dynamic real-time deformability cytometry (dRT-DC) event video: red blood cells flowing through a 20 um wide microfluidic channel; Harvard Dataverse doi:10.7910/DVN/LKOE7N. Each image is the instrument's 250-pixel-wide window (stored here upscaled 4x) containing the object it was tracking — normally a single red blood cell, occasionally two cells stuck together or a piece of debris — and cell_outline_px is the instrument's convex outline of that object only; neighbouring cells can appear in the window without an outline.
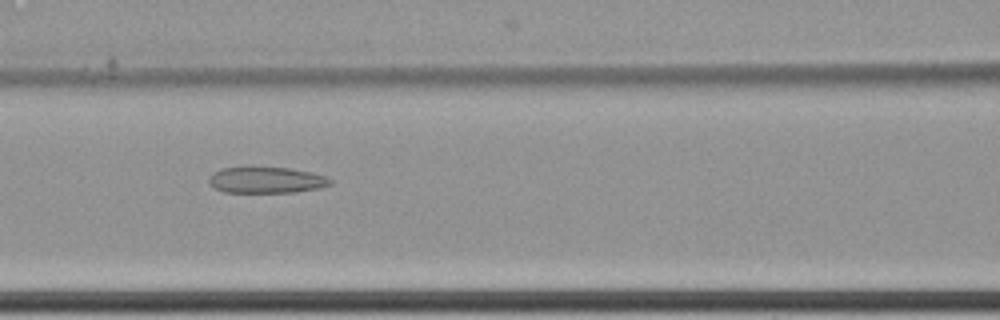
{"species": "common noctule bat (a hibernating species)", "species_latin": "Nyctalus noctula", "temperature_condition": "cold", "stored_images_in_passage": 10, "camera_frame_rate_fps": 3000, "um_per_image_px": 0.085, "animal": {"sex": "female", "body_mass_g": 22.7, "forearm_length_mm": 54.2}, "frame": {"image": 1, "passage_image": 9, "time_ms": 2.667, "image_size_px": [1000, 320], "cell_outline_px": [[332, 184], [320, 188], [296, 192], [224, 192], [208, 184], [208, 176], [212, 172], [224, 168], [244, 164], [288, 168], [312, 172], [324, 176], [332, 180]], "centroid_in_image_um": [22.57, 15.26], "position_along_channel_um": 144.0, "area_um2": 19.31}}
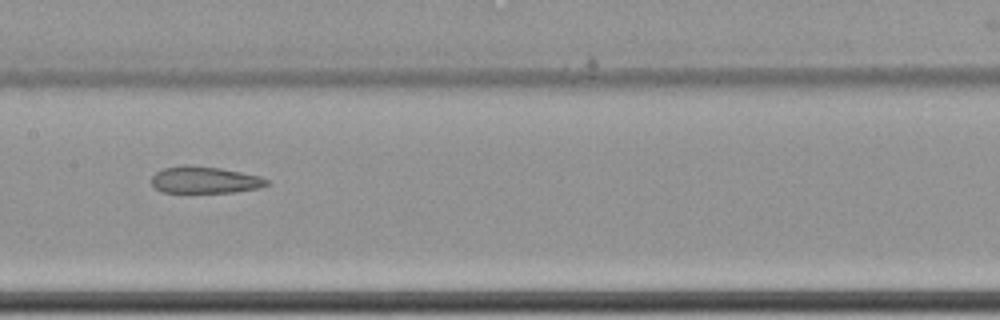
{"frame": {"image": 2, "passage_image": 10, "time_ms": 3.0, "image_size_px": [1000, 320], "cell_outline_px": [[268, 184], [260, 188], [236, 192], [164, 192], [156, 188], [152, 184], [152, 176], [156, 172], [164, 168], [184, 164], [188, 164], [220, 168], [260, 176], [268, 180]], "centroid_in_image_um": [17.41, 15.28], "position_along_channel_um": 190.0, "area_um2": 17.98}}